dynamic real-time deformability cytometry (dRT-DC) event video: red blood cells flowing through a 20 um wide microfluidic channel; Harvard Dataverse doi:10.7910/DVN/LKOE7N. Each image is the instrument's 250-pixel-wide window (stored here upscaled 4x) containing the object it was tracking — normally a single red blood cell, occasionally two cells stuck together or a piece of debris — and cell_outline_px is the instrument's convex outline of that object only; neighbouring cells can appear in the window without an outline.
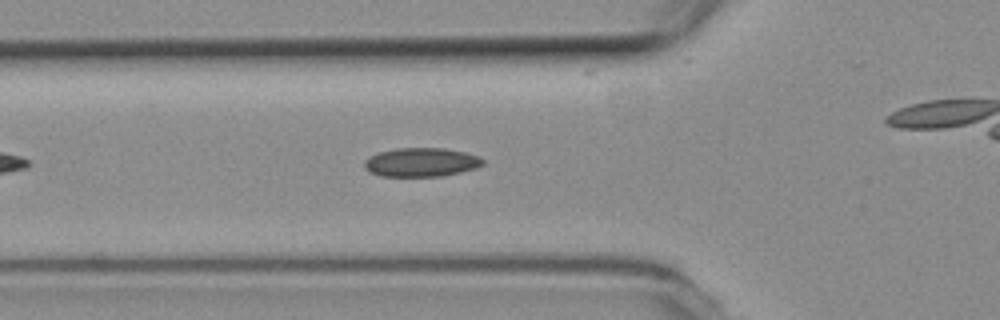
{"species": "common noctule bat (a hibernating species)", "species_latin": "Nyctalus noctula", "temperature_condition": "room temperature", "stored_images_in_passage": 36, "camera_frame_rate_fps": 3000, "um_per_image_px": 0.085, "animal": {"sex": "female", "body_mass_g": 19.3, "forearm_length_mm": 54.1}, "frame": {"image": 1, "passage_image": 8, "time_ms": 2.333, "image_size_px": [1000, 320], "cell_outline_px": [[484, 164], [476, 168], [444, 176], [380, 176], [368, 172], [364, 168], [364, 160], [368, 156], [380, 152], [396, 148], [444, 148], [464, 152], [480, 156], [484, 160]], "centroid_in_image_um": [35.79, 13.79], "position_along_channel_um": 90.0, "area_um2": 20.11}}
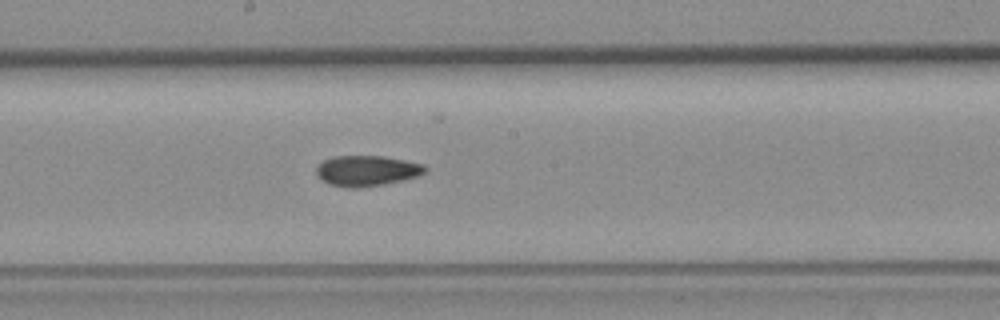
{"frame": {"image": 2, "passage_image": 18, "time_ms": 5.667, "image_size_px": [1000, 320], "cell_outline_px": [[428, 168], [424, 172], [416, 176], [404, 180], [384, 184], [360, 188], [348, 188], [328, 184], [320, 180], [316, 176], [316, 164], [332, 156], [384, 156], [424, 164]], "centroid_in_image_um": [31.12, 14.52], "position_along_channel_um": 217.1, "area_um2": 19.65}}
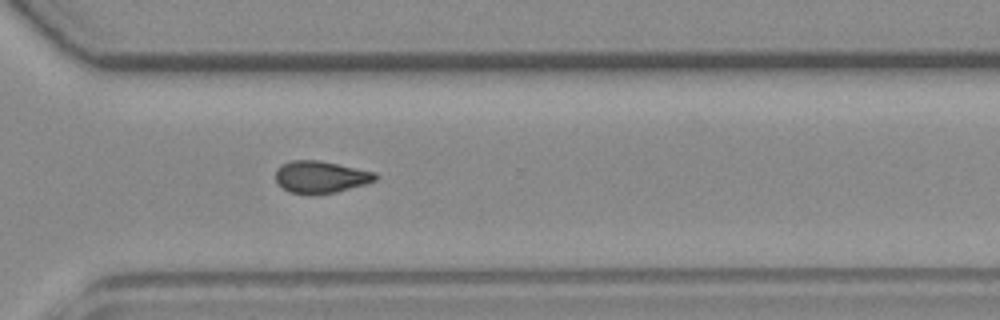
{"frame": {"image": 3, "passage_image": 28, "time_ms": 9.0, "image_size_px": [1000, 320], "cell_outline_px": [[380, 176], [376, 180], [368, 184], [336, 192], [312, 196], [288, 192], [276, 180], [276, 168], [280, 164], [292, 160], [320, 160], [376, 172]], "centroid_in_image_um": [27.28, 15.05], "position_along_channel_um": 343.3, "area_um2": 19.13}}